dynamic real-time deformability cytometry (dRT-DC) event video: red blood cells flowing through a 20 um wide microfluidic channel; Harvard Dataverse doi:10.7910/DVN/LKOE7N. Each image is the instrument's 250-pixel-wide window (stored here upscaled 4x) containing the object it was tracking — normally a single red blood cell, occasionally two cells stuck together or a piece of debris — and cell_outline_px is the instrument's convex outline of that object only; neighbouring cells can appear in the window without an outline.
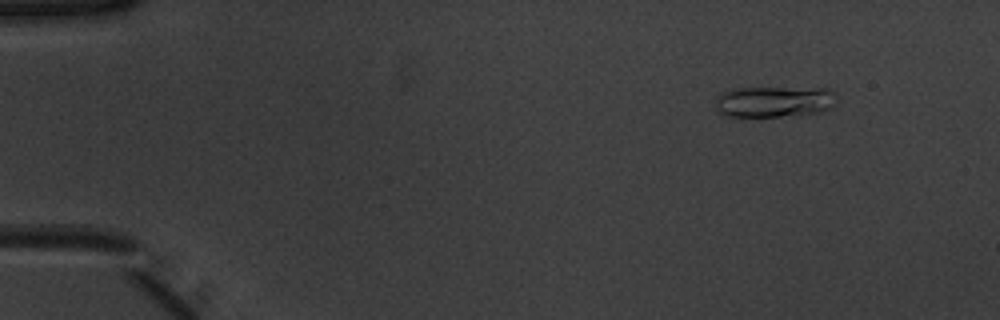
{"species": "common noctule bat (a hibernating species)", "species_latin": "Nyctalus noctula", "temperature_condition": "warm", "stored_images_in_passage": 52, "camera_frame_rate_fps": 3000, "um_per_image_px": 0.085, "animal": {"sex": "male", "body_mass_g": 20.1, "forearm_length_mm": 53.5}, "frame": {"image": 1, "passage_image": 6, "time_ms": 1.667, "image_size_px": [1000, 320], "cell_outline_px": [[836, 104], [832, 108], [820, 112], [800, 116], [728, 116], [720, 112], [716, 108], [716, 96], [720, 92], [736, 88], [828, 88], [836, 92]], "centroid_in_image_um": [65.87, 8.64], "position_along_channel_um": 19.1, "area_um2": 22.37}}
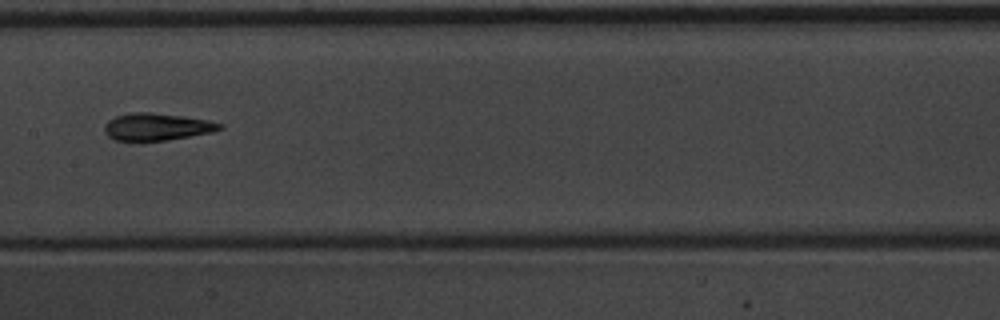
{"frame": {"image": 2, "passage_image": 27, "time_ms": 8.667, "image_size_px": [1000, 320], "cell_outline_px": [[224, 128], [212, 132], [168, 140], [116, 140], [108, 136], [104, 132], [104, 124], [108, 120], [116, 116], [132, 112], [148, 112], [184, 116], [208, 120], [224, 124]], "centroid_in_image_um": [13.34, 10.77], "position_along_channel_um": 194.1, "area_um2": 18.26}}
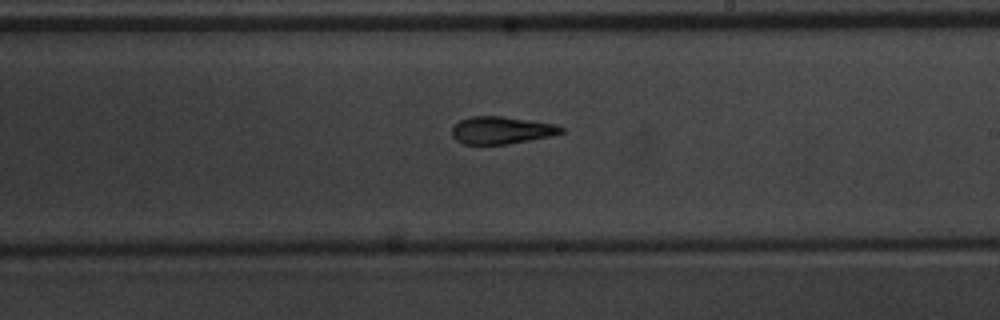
{"frame": {"image": 3, "passage_image": 31, "time_ms": 10.0, "image_size_px": [1000, 320], "cell_outline_px": [[564, 132], [552, 136], [508, 144], [464, 144], [456, 140], [452, 136], [452, 128], [460, 120], [472, 116], [500, 116], [556, 124], [564, 128]], "centroid_in_image_um": [42.63, 11.07], "position_along_channel_um": 246.4, "area_um2": 17.4}, "authors_computed_cell_mechanics": {"area_um2": 18.1492, "velocity_mm_per_s": 3.9421, "shape_relaxation_time_tau1_ms": 6.5541, "shape_relaxation_time_tau2_ms": 3.3294, "deformation_change_tau1": 0.1976, "deformation_change_tau2": 0.1206}}